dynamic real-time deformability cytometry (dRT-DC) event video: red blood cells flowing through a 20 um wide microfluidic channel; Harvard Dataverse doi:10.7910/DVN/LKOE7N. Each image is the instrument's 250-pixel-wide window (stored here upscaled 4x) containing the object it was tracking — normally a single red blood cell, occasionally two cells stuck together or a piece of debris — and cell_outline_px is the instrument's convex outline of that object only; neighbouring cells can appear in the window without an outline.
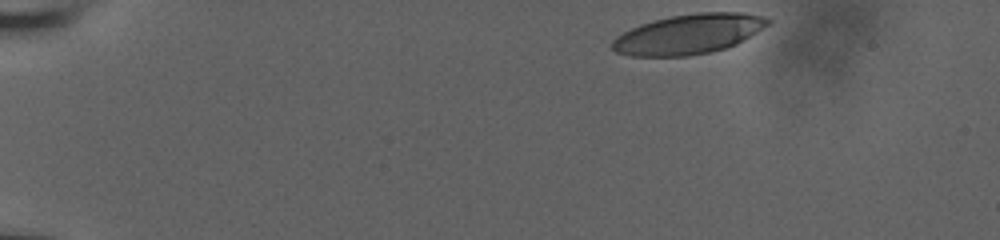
{"species": "human", "species_latin": "Homo sapiens", "temperature_condition": "room temperature", "stored_images_in_passage": 41, "camera_frame_rate_fps": 3000, "um_per_image_px": 0.085, "donor": {"sex": "male"}, "frame": {"image": 1, "passage_image": 1, "time_ms": 0.0, "image_size_px": [1000, 240], "cell_outline_px": [[772, 24], [736, 44], [724, 48], [708, 52], [688, 56], [632, 56], [616, 52], [612, 48], [612, 40], [616, 36], [640, 24], [652, 20], [668, 16], [696, 12], [744, 12], [764, 16], [772, 20]], "centroid_in_image_um": [58.57, 2.88], "position_along_channel_um": 26.4, "area_um2": 36.41}}
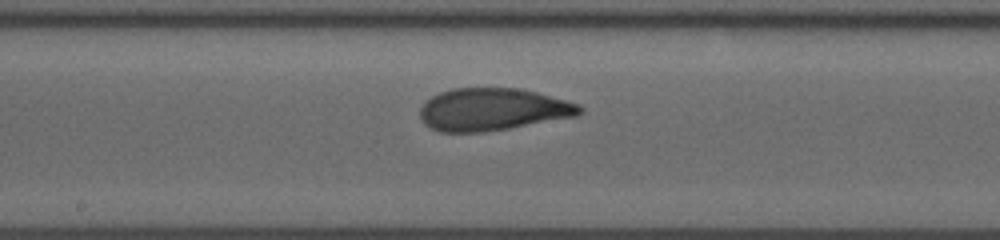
{"frame": {"image": 2, "passage_image": 24, "time_ms": 7.667, "image_size_px": [1000, 240], "cell_outline_px": [[584, 112], [576, 116], [508, 128], [484, 132], [440, 132], [424, 124], [420, 120], [420, 108], [432, 96], [440, 92], [452, 88], [520, 88], [536, 92], [580, 104], [584, 108]], "centroid_in_image_um": [41.88, 9.3], "position_along_channel_um": 206.3, "area_um2": 39.42}}
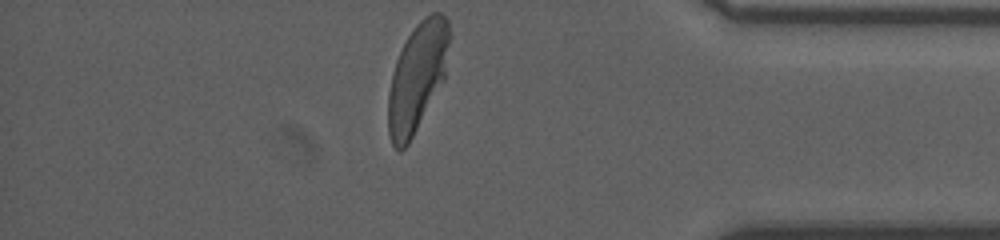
{"frame": {"image": 3, "passage_image": 41, "time_ms": 13.333, "image_size_px": [1000, 240], "cell_outline_px": [[452, 36], [444, 80], [408, 144], [400, 152], [392, 144], [388, 132], [388, 92], [392, 72], [396, 60], [408, 36], [416, 24], [424, 16], [432, 12], [440, 12], [448, 20]], "centroid_in_image_um": [35.49, 6.51], "position_along_channel_um": 399.7, "area_um2": 39.02}, "authors_computed_cell_mechanics": {"area_um2": 39.4196, "velocity_mm_per_s": 3.8309, "shape_relaxation_time_tau1_ms": 4.4985, "shape_relaxation_time_tau2_ms": 0.9476, "deformation_change_tau1": 0.1985, "deformation_change_tau2": 0.0741}}